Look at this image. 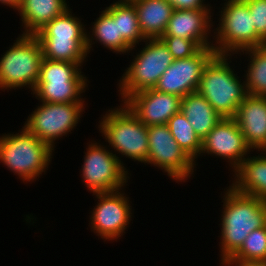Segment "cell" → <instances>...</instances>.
<instances>
[{"label": "cell", "instance_id": "f1b7e54d", "mask_svg": "<svg viewBox=\"0 0 266 266\" xmlns=\"http://www.w3.org/2000/svg\"><path fill=\"white\" fill-rule=\"evenodd\" d=\"M159 39L166 45L174 60L192 57L201 49L193 40L178 36H162Z\"/></svg>", "mask_w": 266, "mask_h": 266}, {"label": "cell", "instance_id": "ba28073f", "mask_svg": "<svg viewBox=\"0 0 266 266\" xmlns=\"http://www.w3.org/2000/svg\"><path fill=\"white\" fill-rule=\"evenodd\" d=\"M144 42L145 47L139 51L120 80L118 91L122 101L136 92L154 88L174 61L172 54L159 38L146 39Z\"/></svg>", "mask_w": 266, "mask_h": 266}, {"label": "cell", "instance_id": "ac0fdd59", "mask_svg": "<svg viewBox=\"0 0 266 266\" xmlns=\"http://www.w3.org/2000/svg\"><path fill=\"white\" fill-rule=\"evenodd\" d=\"M136 9L139 27L146 39L162 37L174 11L167 0H130Z\"/></svg>", "mask_w": 266, "mask_h": 266}, {"label": "cell", "instance_id": "44dd1931", "mask_svg": "<svg viewBox=\"0 0 266 266\" xmlns=\"http://www.w3.org/2000/svg\"><path fill=\"white\" fill-rule=\"evenodd\" d=\"M180 110L201 141L223 118L197 91L187 94L181 99Z\"/></svg>", "mask_w": 266, "mask_h": 266}, {"label": "cell", "instance_id": "836d02e7", "mask_svg": "<svg viewBox=\"0 0 266 266\" xmlns=\"http://www.w3.org/2000/svg\"><path fill=\"white\" fill-rule=\"evenodd\" d=\"M262 152L265 151V153H261V154H266V145L264 146V148L261 150Z\"/></svg>", "mask_w": 266, "mask_h": 266}, {"label": "cell", "instance_id": "d4e9b609", "mask_svg": "<svg viewBox=\"0 0 266 266\" xmlns=\"http://www.w3.org/2000/svg\"><path fill=\"white\" fill-rule=\"evenodd\" d=\"M94 22L92 35L106 48L117 53H128L132 48L119 34L118 20L107 10H103Z\"/></svg>", "mask_w": 266, "mask_h": 266}, {"label": "cell", "instance_id": "d6a6232c", "mask_svg": "<svg viewBox=\"0 0 266 266\" xmlns=\"http://www.w3.org/2000/svg\"><path fill=\"white\" fill-rule=\"evenodd\" d=\"M22 0H0V3L9 6L11 8H15V10H19Z\"/></svg>", "mask_w": 266, "mask_h": 266}, {"label": "cell", "instance_id": "5b68a950", "mask_svg": "<svg viewBox=\"0 0 266 266\" xmlns=\"http://www.w3.org/2000/svg\"><path fill=\"white\" fill-rule=\"evenodd\" d=\"M43 58L41 45L35 35L22 34L0 59V88L26 86L33 91L40 76Z\"/></svg>", "mask_w": 266, "mask_h": 266}, {"label": "cell", "instance_id": "277c9868", "mask_svg": "<svg viewBox=\"0 0 266 266\" xmlns=\"http://www.w3.org/2000/svg\"><path fill=\"white\" fill-rule=\"evenodd\" d=\"M81 65L43 58L33 94L41 102L84 103L80 94L87 87V79L81 74Z\"/></svg>", "mask_w": 266, "mask_h": 266}, {"label": "cell", "instance_id": "4316f807", "mask_svg": "<svg viewBox=\"0 0 266 266\" xmlns=\"http://www.w3.org/2000/svg\"><path fill=\"white\" fill-rule=\"evenodd\" d=\"M244 51L251 56L246 81H244L247 93L266 97V44Z\"/></svg>", "mask_w": 266, "mask_h": 266}, {"label": "cell", "instance_id": "7a4b0ae2", "mask_svg": "<svg viewBox=\"0 0 266 266\" xmlns=\"http://www.w3.org/2000/svg\"><path fill=\"white\" fill-rule=\"evenodd\" d=\"M215 54L205 65L197 92L212 105L223 118H233L238 105L248 95L237 74L230 68L227 57Z\"/></svg>", "mask_w": 266, "mask_h": 266}, {"label": "cell", "instance_id": "8992f818", "mask_svg": "<svg viewBox=\"0 0 266 266\" xmlns=\"http://www.w3.org/2000/svg\"><path fill=\"white\" fill-rule=\"evenodd\" d=\"M123 107L109 110L103 116L99 130L115 151L146 164L149 152L147 126L125 104Z\"/></svg>", "mask_w": 266, "mask_h": 266}, {"label": "cell", "instance_id": "484cf974", "mask_svg": "<svg viewBox=\"0 0 266 266\" xmlns=\"http://www.w3.org/2000/svg\"><path fill=\"white\" fill-rule=\"evenodd\" d=\"M167 126L175 141L194 161L200 155L202 141L181 110L168 120Z\"/></svg>", "mask_w": 266, "mask_h": 266}, {"label": "cell", "instance_id": "4dcf8cb0", "mask_svg": "<svg viewBox=\"0 0 266 266\" xmlns=\"http://www.w3.org/2000/svg\"><path fill=\"white\" fill-rule=\"evenodd\" d=\"M174 10H210L204 0H167Z\"/></svg>", "mask_w": 266, "mask_h": 266}, {"label": "cell", "instance_id": "1f68e13d", "mask_svg": "<svg viewBox=\"0 0 266 266\" xmlns=\"http://www.w3.org/2000/svg\"><path fill=\"white\" fill-rule=\"evenodd\" d=\"M224 266H230L236 264V266H266V261H235L232 259H227L224 263Z\"/></svg>", "mask_w": 266, "mask_h": 266}, {"label": "cell", "instance_id": "9c48e42d", "mask_svg": "<svg viewBox=\"0 0 266 266\" xmlns=\"http://www.w3.org/2000/svg\"><path fill=\"white\" fill-rule=\"evenodd\" d=\"M147 164H153L166 171L176 181H184L193 174L195 161L179 146L167 124L147 127Z\"/></svg>", "mask_w": 266, "mask_h": 266}, {"label": "cell", "instance_id": "9a60e30c", "mask_svg": "<svg viewBox=\"0 0 266 266\" xmlns=\"http://www.w3.org/2000/svg\"><path fill=\"white\" fill-rule=\"evenodd\" d=\"M250 149L234 118H222L202 140L200 154L206 152L226 158L235 170Z\"/></svg>", "mask_w": 266, "mask_h": 266}, {"label": "cell", "instance_id": "f546056e", "mask_svg": "<svg viewBox=\"0 0 266 266\" xmlns=\"http://www.w3.org/2000/svg\"><path fill=\"white\" fill-rule=\"evenodd\" d=\"M256 33L266 42V0H245Z\"/></svg>", "mask_w": 266, "mask_h": 266}, {"label": "cell", "instance_id": "4fadbf2b", "mask_svg": "<svg viewBox=\"0 0 266 266\" xmlns=\"http://www.w3.org/2000/svg\"><path fill=\"white\" fill-rule=\"evenodd\" d=\"M119 191L95 193L99 203L91 215V227L102 239H118L132 218L129 200Z\"/></svg>", "mask_w": 266, "mask_h": 266}, {"label": "cell", "instance_id": "7402d4cb", "mask_svg": "<svg viewBox=\"0 0 266 266\" xmlns=\"http://www.w3.org/2000/svg\"><path fill=\"white\" fill-rule=\"evenodd\" d=\"M46 59L83 63L87 56V38L35 36Z\"/></svg>", "mask_w": 266, "mask_h": 266}, {"label": "cell", "instance_id": "603a6c76", "mask_svg": "<svg viewBox=\"0 0 266 266\" xmlns=\"http://www.w3.org/2000/svg\"><path fill=\"white\" fill-rule=\"evenodd\" d=\"M106 9L118 20L119 34L132 48L146 38L143 36L134 4L130 0H118Z\"/></svg>", "mask_w": 266, "mask_h": 266}, {"label": "cell", "instance_id": "83f0119b", "mask_svg": "<svg viewBox=\"0 0 266 266\" xmlns=\"http://www.w3.org/2000/svg\"><path fill=\"white\" fill-rule=\"evenodd\" d=\"M228 259L266 261V226L250 232L241 247Z\"/></svg>", "mask_w": 266, "mask_h": 266}, {"label": "cell", "instance_id": "7c38bea8", "mask_svg": "<svg viewBox=\"0 0 266 266\" xmlns=\"http://www.w3.org/2000/svg\"><path fill=\"white\" fill-rule=\"evenodd\" d=\"M215 54L213 47H203L192 57L174 60L154 89L181 98L196 92L204 67Z\"/></svg>", "mask_w": 266, "mask_h": 266}, {"label": "cell", "instance_id": "3957f363", "mask_svg": "<svg viewBox=\"0 0 266 266\" xmlns=\"http://www.w3.org/2000/svg\"><path fill=\"white\" fill-rule=\"evenodd\" d=\"M52 150L49 144L25 127L20 134L8 133L0 137V161L23 181H33L45 172L52 158Z\"/></svg>", "mask_w": 266, "mask_h": 266}, {"label": "cell", "instance_id": "8fae6325", "mask_svg": "<svg viewBox=\"0 0 266 266\" xmlns=\"http://www.w3.org/2000/svg\"><path fill=\"white\" fill-rule=\"evenodd\" d=\"M101 146L98 143L89 144L82 165L83 182L94 194L121 190L129 178L116 153Z\"/></svg>", "mask_w": 266, "mask_h": 266}, {"label": "cell", "instance_id": "2e32d148", "mask_svg": "<svg viewBox=\"0 0 266 266\" xmlns=\"http://www.w3.org/2000/svg\"><path fill=\"white\" fill-rule=\"evenodd\" d=\"M233 118L248 146L258 151L263 149L266 145V97L248 94Z\"/></svg>", "mask_w": 266, "mask_h": 266}, {"label": "cell", "instance_id": "cb8c5ba5", "mask_svg": "<svg viewBox=\"0 0 266 266\" xmlns=\"http://www.w3.org/2000/svg\"><path fill=\"white\" fill-rule=\"evenodd\" d=\"M67 9L60 16L55 17L51 22L47 23L40 29L35 36H56L63 38H87V53L89 54L92 40L89 34L84 30V25L81 24L79 18L72 16V13Z\"/></svg>", "mask_w": 266, "mask_h": 266}, {"label": "cell", "instance_id": "5bb4252c", "mask_svg": "<svg viewBox=\"0 0 266 266\" xmlns=\"http://www.w3.org/2000/svg\"><path fill=\"white\" fill-rule=\"evenodd\" d=\"M181 97L162 93L154 88L130 95L124 104L147 127L167 124L180 111Z\"/></svg>", "mask_w": 266, "mask_h": 266}, {"label": "cell", "instance_id": "e0dca14e", "mask_svg": "<svg viewBox=\"0 0 266 266\" xmlns=\"http://www.w3.org/2000/svg\"><path fill=\"white\" fill-rule=\"evenodd\" d=\"M210 13V10H174L162 36L190 39L200 48L213 47L207 40L212 25Z\"/></svg>", "mask_w": 266, "mask_h": 266}, {"label": "cell", "instance_id": "6da1fadb", "mask_svg": "<svg viewBox=\"0 0 266 266\" xmlns=\"http://www.w3.org/2000/svg\"><path fill=\"white\" fill-rule=\"evenodd\" d=\"M223 197L225 199L221 218V263L241 247L250 232L266 226L264 200L237 192L231 186Z\"/></svg>", "mask_w": 266, "mask_h": 266}, {"label": "cell", "instance_id": "ffe728a7", "mask_svg": "<svg viewBox=\"0 0 266 266\" xmlns=\"http://www.w3.org/2000/svg\"><path fill=\"white\" fill-rule=\"evenodd\" d=\"M66 0H22L18 12L25 27L23 34L35 35L69 7Z\"/></svg>", "mask_w": 266, "mask_h": 266}, {"label": "cell", "instance_id": "52a82bcc", "mask_svg": "<svg viewBox=\"0 0 266 266\" xmlns=\"http://www.w3.org/2000/svg\"><path fill=\"white\" fill-rule=\"evenodd\" d=\"M221 11L220 24L216 32L217 44H213L216 54L229 55L260 47L266 42L256 33L252 24V14L245 0H228ZM229 53V54H228Z\"/></svg>", "mask_w": 266, "mask_h": 266}, {"label": "cell", "instance_id": "d6986e66", "mask_svg": "<svg viewBox=\"0 0 266 266\" xmlns=\"http://www.w3.org/2000/svg\"><path fill=\"white\" fill-rule=\"evenodd\" d=\"M233 172L237 177L231 185L234 190L266 202V155L245 158Z\"/></svg>", "mask_w": 266, "mask_h": 266}, {"label": "cell", "instance_id": "30bf717a", "mask_svg": "<svg viewBox=\"0 0 266 266\" xmlns=\"http://www.w3.org/2000/svg\"><path fill=\"white\" fill-rule=\"evenodd\" d=\"M83 109L84 103L42 102L29 115L24 127L54 149L55 140L75 128Z\"/></svg>", "mask_w": 266, "mask_h": 266}]
</instances>
